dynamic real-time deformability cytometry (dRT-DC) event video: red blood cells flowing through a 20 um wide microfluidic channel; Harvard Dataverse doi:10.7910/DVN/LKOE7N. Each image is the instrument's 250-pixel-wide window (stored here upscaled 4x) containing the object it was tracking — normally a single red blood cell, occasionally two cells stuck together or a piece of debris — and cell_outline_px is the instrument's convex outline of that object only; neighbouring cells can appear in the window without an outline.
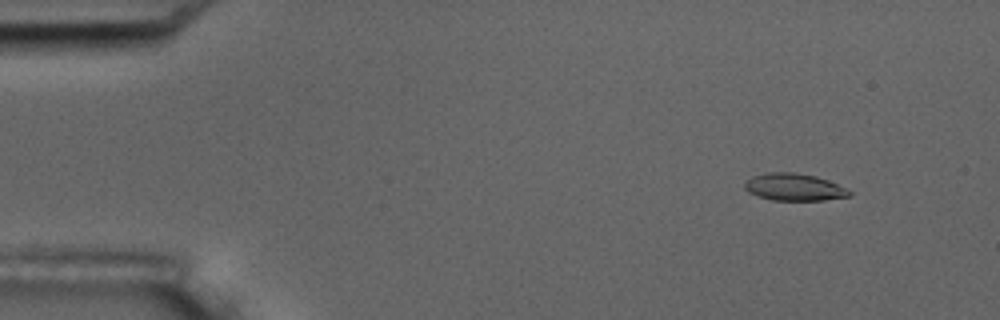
{"species": "common noctule bat (a hibernating species)", "species_latin": "Nyctalus noctula", "temperature_condition": "room temperature", "stored_images_in_passage": 5, "camera_frame_rate_fps": 3000, "um_per_image_px": 0.085, "animal": {"sex": "male", "body_mass_g": 17.5, "forearm_length_mm": 52.3}, "frame": {"image": 1, "passage_image": 2, "time_ms": 1.333, "image_size_px": [1000, 320], "cell_outline_px": [[852, 196], [824, 200], [772, 200], [748, 192], [744, 188], [744, 184], [752, 176], [768, 172], [792, 172], [816, 176], [828, 180], [852, 192]], "centroid_in_image_um": [67.5, 15.9], "position_along_channel_um": 17.5, "area_um2": 16.47}}
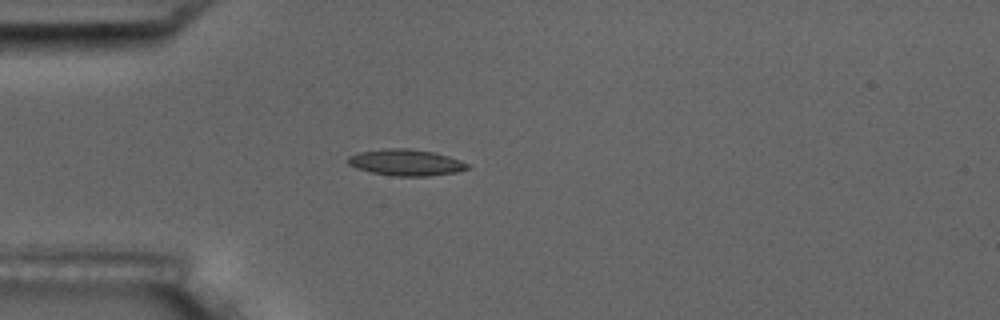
{"frame": {"image": 2, "passage_image": 5, "time_ms": 4.667, "image_size_px": [1000, 320], "cell_outline_px": [[468, 168], [456, 172], [428, 176], [392, 176], [372, 172], [356, 168], [348, 164], [348, 156], [360, 152], [388, 148], [408, 148], [436, 152], [460, 160], [468, 164]], "centroid_in_image_um": [34.5, 13.81], "position_along_channel_um": 50.5, "area_um2": 18.26}}